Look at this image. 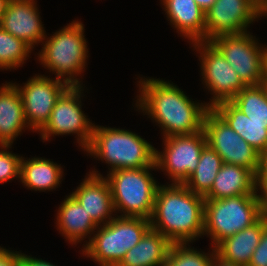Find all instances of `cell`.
<instances>
[{
    "instance_id": "1",
    "label": "cell",
    "mask_w": 267,
    "mask_h": 266,
    "mask_svg": "<svg viewBox=\"0 0 267 266\" xmlns=\"http://www.w3.org/2000/svg\"><path fill=\"white\" fill-rule=\"evenodd\" d=\"M137 80L135 109L148 115L163 138L191 135L203 130L204 117L210 107L189 98L175 83L145 76Z\"/></svg>"
},
{
    "instance_id": "2",
    "label": "cell",
    "mask_w": 267,
    "mask_h": 266,
    "mask_svg": "<svg viewBox=\"0 0 267 266\" xmlns=\"http://www.w3.org/2000/svg\"><path fill=\"white\" fill-rule=\"evenodd\" d=\"M205 198L184 184H159L151 229L160 232L171 243L193 244L204 232Z\"/></svg>"
},
{
    "instance_id": "3",
    "label": "cell",
    "mask_w": 267,
    "mask_h": 266,
    "mask_svg": "<svg viewBox=\"0 0 267 266\" xmlns=\"http://www.w3.org/2000/svg\"><path fill=\"white\" fill-rule=\"evenodd\" d=\"M84 32V24L73 20L50 37L46 35L42 49L36 54L40 65L70 86L83 85L80 77L90 55Z\"/></svg>"
},
{
    "instance_id": "4",
    "label": "cell",
    "mask_w": 267,
    "mask_h": 266,
    "mask_svg": "<svg viewBox=\"0 0 267 266\" xmlns=\"http://www.w3.org/2000/svg\"><path fill=\"white\" fill-rule=\"evenodd\" d=\"M84 152L108 164L107 173L156 166L155 147L139 134L120 127L94 125L91 141Z\"/></svg>"
},
{
    "instance_id": "5",
    "label": "cell",
    "mask_w": 267,
    "mask_h": 266,
    "mask_svg": "<svg viewBox=\"0 0 267 266\" xmlns=\"http://www.w3.org/2000/svg\"><path fill=\"white\" fill-rule=\"evenodd\" d=\"M150 228L149 219L116 215L107 224L98 226L80 254L98 266H117Z\"/></svg>"
},
{
    "instance_id": "6",
    "label": "cell",
    "mask_w": 267,
    "mask_h": 266,
    "mask_svg": "<svg viewBox=\"0 0 267 266\" xmlns=\"http://www.w3.org/2000/svg\"><path fill=\"white\" fill-rule=\"evenodd\" d=\"M156 166L119 169L104 176L109 182L115 214L151 219L159 183L153 177Z\"/></svg>"
},
{
    "instance_id": "7",
    "label": "cell",
    "mask_w": 267,
    "mask_h": 266,
    "mask_svg": "<svg viewBox=\"0 0 267 266\" xmlns=\"http://www.w3.org/2000/svg\"><path fill=\"white\" fill-rule=\"evenodd\" d=\"M257 195L205 199L203 237L215 248L221 241L253 225L261 218Z\"/></svg>"
},
{
    "instance_id": "8",
    "label": "cell",
    "mask_w": 267,
    "mask_h": 266,
    "mask_svg": "<svg viewBox=\"0 0 267 266\" xmlns=\"http://www.w3.org/2000/svg\"><path fill=\"white\" fill-rule=\"evenodd\" d=\"M83 86H69L57 99L49 121L38 133L43 143L54 136L72 134L80 149L84 151L88 147L95 124L82 110Z\"/></svg>"
},
{
    "instance_id": "9",
    "label": "cell",
    "mask_w": 267,
    "mask_h": 266,
    "mask_svg": "<svg viewBox=\"0 0 267 266\" xmlns=\"http://www.w3.org/2000/svg\"><path fill=\"white\" fill-rule=\"evenodd\" d=\"M198 53L201 81L210 92L211 99L207 105L212 108L222 101H231L246 86L225 57L210 41L191 43Z\"/></svg>"
},
{
    "instance_id": "10",
    "label": "cell",
    "mask_w": 267,
    "mask_h": 266,
    "mask_svg": "<svg viewBox=\"0 0 267 266\" xmlns=\"http://www.w3.org/2000/svg\"><path fill=\"white\" fill-rule=\"evenodd\" d=\"M250 31L221 35L210 42L225 57L245 86L259 85L263 81L265 45L259 43Z\"/></svg>"
},
{
    "instance_id": "11",
    "label": "cell",
    "mask_w": 267,
    "mask_h": 266,
    "mask_svg": "<svg viewBox=\"0 0 267 266\" xmlns=\"http://www.w3.org/2000/svg\"><path fill=\"white\" fill-rule=\"evenodd\" d=\"M163 151L155 148V165L170 182L184 184L196 170L200 154L207 144L204 131L191 135L162 138Z\"/></svg>"
},
{
    "instance_id": "12",
    "label": "cell",
    "mask_w": 267,
    "mask_h": 266,
    "mask_svg": "<svg viewBox=\"0 0 267 266\" xmlns=\"http://www.w3.org/2000/svg\"><path fill=\"white\" fill-rule=\"evenodd\" d=\"M22 99L24 117L32 132L39 133L50 119L57 99L70 86L62 79L35 74L21 86L15 83Z\"/></svg>"
},
{
    "instance_id": "13",
    "label": "cell",
    "mask_w": 267,
    "mask_h": 266,
    "mask_svg": "<svg viewBox=\"0 0 267 266\" xmlns=\"http://www.w3.org/2000/svg\"><path fill=\"white\" fill-rule=\"evenodd\" d=\"M203 131L207 144L223 163L245 167L256 174L259 152L240 137L212 108L204 117Z\"/></svg>"
},
{
    "instance_id": "14",
    "label": "cell",
    "mask_w": 267,
    "mask_h": 266,
    "mask_svg": "<svg viewBox=\"0 0 267 266\" xmlns=\"http://www.w3.org/2000/svg\"><path fill=\"white\" fill-rule=\"evenodd\" d=\"M263 16L265 10L255 0H216L205 12V41L248 32Z\"/></svg>"
},
{
    "instance_id": "15",
    "label": "cell",
    "mask_w": 267,
    "mask_h": 266,
    "mask_svg": "<svg viewBox=\"0 0 267 266\" xmlns=\"http://www.w3.org/2000/svg\"><path fill=\"white\" fill-rule=\"evenodd\" d=\"M38 7L36 0H10L0 27L34 49L47 34Z\"/></svg>"
},
{
    "instance_id": "16",
    "label": "cell",
    "mask_w": 267,
    "mask_h": 266,
    "mask_svg": "<svg viewBox=\"0 0 267 266\" xmlns=\"http://www.w3.org/2000/svg\"><path fill=\"white\" fill-rule=\"evenodd\" d=\"M70 194L98 226L107 224L116 216L109 182L95 168L86 173Z\"/></svg>"
},
{
    "instance_id": "17",
    "label": "cell",
    "mask_w": 267,
    "mask_h": 266,
    "mask_svg": "<svg viewBox=\"0 0 267 266\" xmlns=\"http://www.w3.org/2000/svg\"><path fill=\"white\" fill-rule=\"evenodd\" d=\"M56 229L72 246L83 242L82 249L89 243L98 225L84 207L69 193L59 205L56 213ZM82 241V242H81Z\"/></svg>"
},
{
    "instance_id": "18",
    "label": "cell",
    "mask_w": 267,
    "mask_h": 266,
    "mask_svg": "<svg viewBox=\"0 0 267 266\" xmlns=\"http://www.w3.org/2000/svg\"><path fill=\"white\" fill-rule=\"evenodd\" d=\"M171 27L189 44L205 41V11L195 0H160Z\"/></svg>"
},
{
    "instance_id": "19",
    "label": "cell",
    "mask_w": 267,
    "mask_h": 266,
    "mask_svg": "<svg viewBox=\"0 0 267 266\" xmlns=\"http://www.w3.org/2000/svg\"><path fill=\"white\" fill-rule=\"evenodd\" d=\"M29 130L22 99L13 82L0 86V145H13L16 138Z\"/></svg>"
},
{
    "instance_id": "20",
    "label": "cell",
    "mask_w": 267,
    "mask_h": 266,
    "mask_svg": "<svg viewBox=\"0 0 267 266\" xmlns=\"http://www.w3.org/2000/svg\"><path fill=\"white\" fill-rule=\"evenodd\" d=\"M266 227L267 219L261 217L253 225L221 241L215 247L216 255L228 263L248 266Z\"/></svg>"
},
{
    "instance_id": "21",
    "label": "cell",
    "mask_w": 267,
    "mask_h": 266,
    "mask_svg": "<svg viewBox=\"0 0 267 266\" xmlns=\"http://www.w3.org/2000/svg\"><path fill=\"white\" fill-rule=\"evenodd\" d=\"M64 176L63 166L43 157L26 158L20 164V182L31 191H53L60 187Z\"/></svg>"
},
{
    "instance_id": "22",
    "label": "cell",
    "mask_w": 267,
    "mask_h": 266,
    "mask_svg": "<svg viewBox=\"0 0 267 266\" xmlns=\"http://www.w3.org/2000/svg\"><path fill=\"white\" fill-rule=\"evenodd\" d=\"M237 195H257L255 175L248 169L223 163L205 199H224Z\"/></svg>"
},
{
    "instance_id": "23",
    "label": "cell",
    "mask_w": 267,
    "mask_h": 266,
    "mask_svg": "<svg viewBox=\"0 0 267 266\" xmlns=\"http://www.w3.org/2000/svg\"><path fill=\"white\" fill-rule=\"evenodd\" d=\"M212 109L259 153L267 149V123L251 121L231 101H222Z\"/></svg>"
},
{
    "instance_id": "24",
    "label": "cell",
    "mask_w": 267,
    "mask_h": 266,
    "mask_svg": "<svg viewBox=\"0 0 267 266\" xmlns=\"http://www.w3.org/2000/svg\"><path fill=\"white\" fill-rule=\"evenodd\" d=\"M171 245L165 236L150 228L117 266H164Z\"/></svg>"
},
{
    "instance_id": "25",
    "label": "cell",
    "mask_w": 267,
    "mask_h": 266,
    "mask_svg": "<svg viewBox=\"0 0 267 266\" xmlns=\"http://www.w3.org/2000/svg\"><path fill=\"white\" fill-rule=\"evenodd\" d=\"M223 165L220 155L208 144L201 151L196 170L185 181L184 185L193 193L205 196L214 183Z\"/></svg>"
},
{
    "instance_id": "26",
    "label": "cell",
    "mask_w": 267,
    "mask_h": 266,
    "mask_svg": "<svg viewBox=\"0 0 267 266\" xmlns=\"http://www.w3.org/2000/svg\"><path fill=\"white\" fill-rule=\"evenodd\" d=\"M231 102L251 121L267 123V98L261 84L246 86Z\"/></svg>"
},
{
    "instance_id": "27",
    "label": "cell",
    "mask_w": 267,
    "mask_h": 266,
    "mask_svg": "<svg viewBox=\"0 0 267 266\" xmlns=\"http://www.w3.org/2000/svg\"><path fill=\"white\" fill-rule=\"evenodd\" d=\"M33 49L0 27V70L11 71L26 64Z\"/></svg>"
},
{
    "instance_id": "28",
    "label": "cell",
    "mask_w": 267,
    "mask_h": 266,
    "mask_svg": "<svg viewBox=\"0 0 267 266\" xmlns=\"http://www.w3.org/2000/svg\"><path fill=\"white\" fill-rule=\"evenodd\" d=\"M191 243H172L164 266H211L216 255L215 248L208 252L191 247ZM211 250V251H210Z\"/></svg>"
},
{
    "instance_id": "29",
    "label": "cell",
    "mask_w": 267,
    "mask_h": 266,
    "mask_svg": "<svg viewBox=\"0 0 267 266\" xmlns=\"http://www.w3.org/2000/svg\"><path fill=\"white\" fill-rule=\"evenodd\" d=\"M12 145H0V184L20 180L22 156L10 151ZM10 151V152H9Z\"/></svg>"
},
{
    "instance_id": "30",
    "label": "cell",
    "mask_w": 267,
    "mask_h": 266,
    "mask_svg": "<svg viewBox=\"0 0 267 266\" xmlns=\"http://www.w3.org/2000/svg\"><path fill=\"white\" fill-rule=\"evenodd\" d=\"M248 266H267V227L260 237Z\"/></svg>"
},
{
    "instance_id": "31",
    "label": "cell",
    "mask_w": 267,
    "mask_h": 266,
    "mask_svg": "<svg viewBox=\"0 0 267 266\" xmlns=\"http://www.w3.org/2000/svg\"><path fill=\"white\" fill-rule=\"evenodd\" d=\"M23 253L0 246V266H21Z\"/></svg>"
},
{
    "instance_id": "32",
    "label": "cell",
    "mask_w": 267,
    "mask_h": 266,
    "mask_svg": "<svg viewBox=\"0 0 267 266\" xmlns=\"http://www.w3.org/2000/svg\"><path fill=\"white\" fill-rule=\"evenodd\" d=\"M261 216L267 219V181H255Z\"/></svg>"
},
{
    "instance_id": "33",
    "label": "cell",
    "mask_w": 267,
    "mask_h": 266,
    "mask_svg": "<svg viewBox=\"0 0 267 266\" xmlns=\"http://www.w3.org/2000/svg\"><path fill=\"white\" fill-rule=\"evenodd\" d=\"M255 181H267V149L259 153Z\"/></svg>"
},
{
    "instance_id": "34",
    "label": "cell",
    "mask_w": 267,
    "mask_h": 266,
    "mask_svg": "<svg viewBox=\"0 0 267 266\" xmlns=\"http://www.w3.org/2000/svg\"><path fill=\"white\" fill-rule=\"evenodd\" d=\"M21 266H57L49 261L43 260L42 258H36L32 255L23 253Z\"/></svg>"
},
{
    "instance_id": "35",
    "label": "cell",
    "mask_w": 267,
    "mask_h": 266,
    "mask_svg": "<svg viewBox=\"0 0 267 266\" xmlns=\"http://www.w3.org/2000/svg\"><path fill=\"white\" fill-rule=\"evenodd\" d=\"M216 0H195L196 4L205 12L215 3Z\"/></svg>"
},
{
    "instance_id": "36",
    "label": "cell",
    "mask_w": 267,
    "mask_h": 266,
    "mask_svg": "<svg viewBox=\"0 0 267 266\" xmlns=\"http://www.w3.org/2000/svg\"><path fill=\"white\" fill-rule=\"evenodd\" d=\"M211 266H242V265L228 263L224 261L223 259H221L220 257H218L217 255H215Z\"/></svg>"
},
{
    "instance_id": "37",
    "label": "cell",
    "mask_w": 267,
    "mask_h": 266,
    "mask_svg": "<svg viewBox=\"0 0 267 266\" xmlns=\"http://www.w3.org/2000/svg\"><path fill=\"white\" fill-rule=\"evenodd\" d=\"M263 81H267V45L264 52Z\"/></svg>"
},
{
    "instance_id": "38",
    "label": "cell",
    "mask_w": 267,
    "mask_h": 266,
    "mask_svg": "<svg viewBox=\"0 0 267 266\" xmlns=\"http://www.w3.org/2000/svg\"><path fill=\"white\" fill-rule=\"evenodd\" d=\"M10 0H0V20L3 17V14L6 11V7Z\"/></svg>"
},
{
    "instance_id": "39",
    "label": "cell",
    "mask_w": 267,
    "mask_h": 266,
    "mask_svg": "<svg viewBox=\"0 0 267 266\" xmlns=\"http://www.w3.org/2000/svg\"><path fill=\"white\" fill-rule=\"evenodd\" d=\"M264 10L267 9V0H255Z\"/></svg>"
},
{
    "instance_id": "40",
    "label": "cell",
    "mask_w": 267,
    "mask_h": 266,
    "mask_svg": "<svg viewBox=\"0 0 267 266\" xmlns=\"http://www.w3.org/2000/svg\"><path fill=\"white\" fill-rule=\"evenodd\" d=\"M261 85H262L263 91H264L266 98H267V81H262Z\"/></svg>"
}]
</instances>
